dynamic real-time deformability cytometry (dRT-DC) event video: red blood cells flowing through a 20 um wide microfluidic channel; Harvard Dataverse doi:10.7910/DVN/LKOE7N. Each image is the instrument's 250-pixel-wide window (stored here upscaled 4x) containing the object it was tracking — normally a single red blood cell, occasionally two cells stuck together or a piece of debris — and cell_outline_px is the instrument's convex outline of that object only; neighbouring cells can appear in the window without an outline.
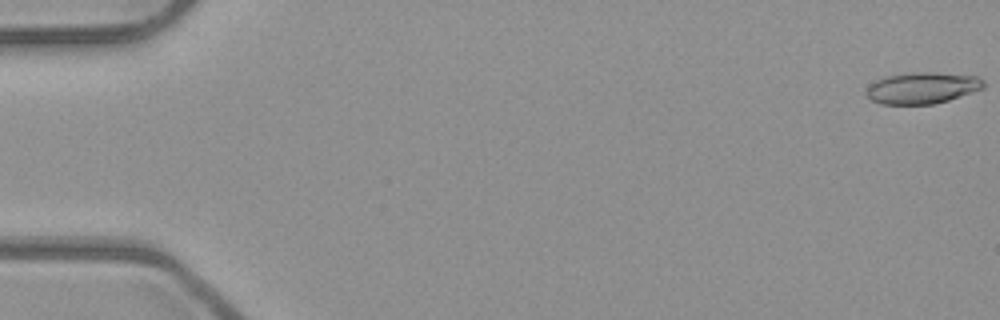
{"species": "common noctule bat (a hibernating species)", "species_latin": "Nyctalus noctula", "temperature_condition": "room temperature", "stored_images_in_passage": 6, "camera_frame_rate_fps": 3000, "um_per_image_px": 0.085, "animal": {"sex": "male", "body_mass_g": 23.1, "forearm_length_mm": 52.7}, "frame": {"image": 1, "passage_image": 1, "time_ms": 0.0, "image_size_px": [1000, 320], "cell_outline_px": [[984, 88], [948, 100], [932, 104], [880, 104], [872, 100], [864, 92], [868, 84], [884, 76], [908, 72], [936, 72], [976, 76], [984, 80]], "centroid_in_image_um": [78.35, 7.46], "position_along_channel_um": 6.7, "area_um2": 21.68}}
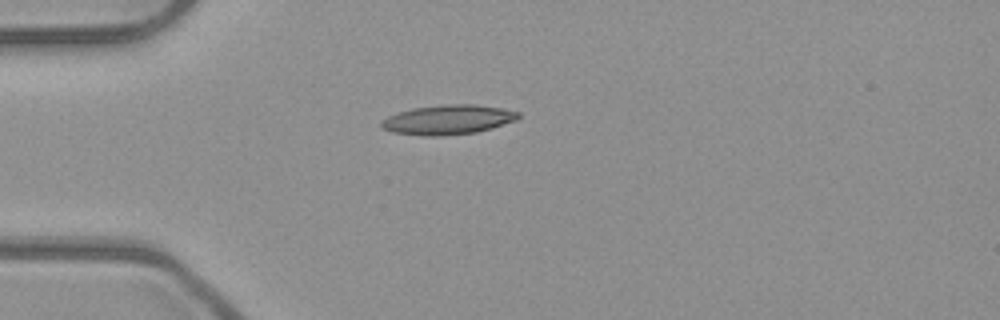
{"frame": {"image": 2, "passage_image": 5, "time_ms": 1.333, "image_size_px": [1000, 320], "cell_outline_px": [[520, 116], [516, 120], [492, 128], [476, 132], [440, 136], [424, 136], [392, 132], [380, 128], [380, 120], [388, 116], [412, 108], [452, 104], [472, 104], [500, 108], [520, 112]], "centroid_in_image_um": [38.05, 10.18], "position_along_channel_um": 47.0, "area_um2": 23.52}}